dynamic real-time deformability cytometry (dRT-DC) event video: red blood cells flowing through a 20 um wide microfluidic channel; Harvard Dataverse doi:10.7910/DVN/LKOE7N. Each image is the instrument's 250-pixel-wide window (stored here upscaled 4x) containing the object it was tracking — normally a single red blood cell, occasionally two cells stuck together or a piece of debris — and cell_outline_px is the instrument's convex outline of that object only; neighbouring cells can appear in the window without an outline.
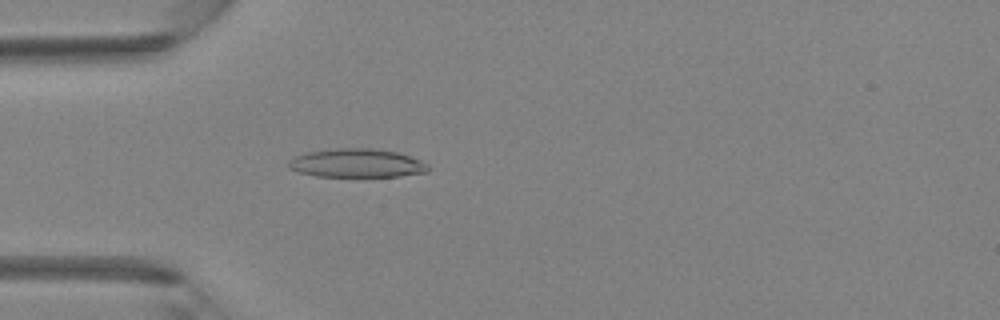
{"species": "Egyptian fruit bat (a non-hibernating species)", "species_latin": "Rousettus aegyptiacus", "temperature_condition": "room temperature", "stored_images_in_passage": 4, "camera_frame_rate_fps": 3000, "um_per_image_px": 0.085, "animal": {"sex": "female"}, "frame": {"image": 1, "passage_image": 4, "time_ms": 3.333, "image_size_px": [1000, 320], "cell_outline_px": [[428, 172], [400, 176], [316, 176], [300, 172], [288, 168], [288, 160], [296, 156], [308, 152], [336, 148], [372, 148], [396, 152], [420, 160], [428, 164]], "centroid_in_image_um": [30.32, 13.86], "position_along_channel_um": 54.7, "area_um2": 23.12}}